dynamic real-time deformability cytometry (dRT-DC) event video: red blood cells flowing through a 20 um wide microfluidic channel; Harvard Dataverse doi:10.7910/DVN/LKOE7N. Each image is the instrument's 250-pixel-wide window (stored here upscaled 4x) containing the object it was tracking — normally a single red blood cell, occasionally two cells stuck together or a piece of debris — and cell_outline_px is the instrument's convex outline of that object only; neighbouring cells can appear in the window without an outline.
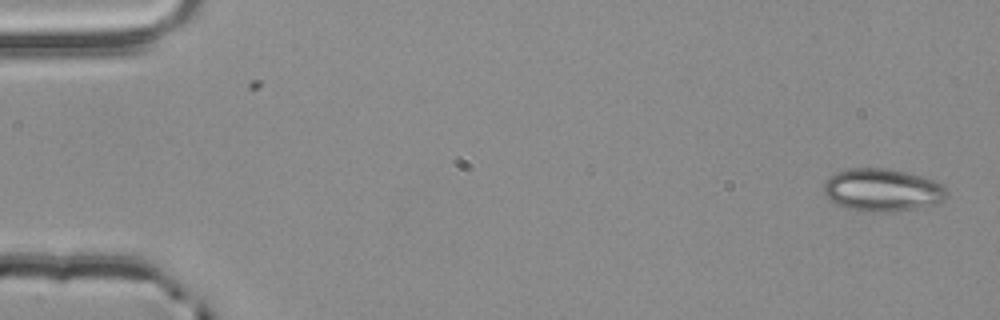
{"species": "common noctule bat (a hibernating species)", "species_latin": "Nyctalus noctula", "temperature_condition": "room temperature", "stored_images_in_passage": 4, "camera_frame_rate_fps": 3000, "um_per_image_px": 0.085, "animal": {"sex": "male", "body_mass_g": 20.4}, "frame": {"image": 1, "passage_image": 1, "time_ms": 0.0, "image_size_px": [1000, 320], "cell_outline_px": [[948, 196], [944, 200], [936, 204], [896, 212], [868, 212], [848, 208], [836, 204], [828, 200], [824, 192], [824, 180], [836, 172], [852, 168], [888, 168], [908, 172], [936, 180], [948, 192]], "centroid_in_image_um": [75.0, 16.15], "position_along_channel_um": 10.0, "area_um2": 31.04}}